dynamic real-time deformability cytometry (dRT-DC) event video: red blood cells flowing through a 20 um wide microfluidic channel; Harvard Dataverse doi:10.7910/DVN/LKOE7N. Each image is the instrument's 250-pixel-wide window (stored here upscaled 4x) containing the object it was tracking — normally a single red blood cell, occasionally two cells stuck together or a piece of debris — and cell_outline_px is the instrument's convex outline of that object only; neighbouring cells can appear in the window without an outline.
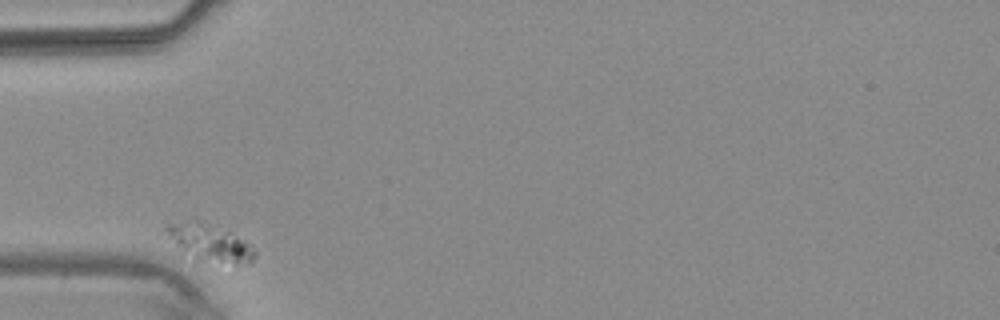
{"species": "common noctule bat (a hibernating species)", "species_latin": "Nyctalus noctula", "temperature_condition": "warm", "stored_images_in_passage": 3, "camera_frame_rate_fps": 3000, "um_per_image_px": 0.085, "animal": {"sex": "male", "body_mass_g": 20.4}, "frame": {"image": 1, "passage_image": 1, "time_ms": 0.0, "image_size_px": [1000, 320], "cell_outline_px": [[256, 256], [248, 264], [192, 264], [160, 228], [168, 224], [188, 220], [200, 220], [228, 232], [252, 244], [256, 252]], "centroid_in_image_um": [17.75, 20.71], "position_along_channel_um": 67.3, "area_um2": 20.35}}
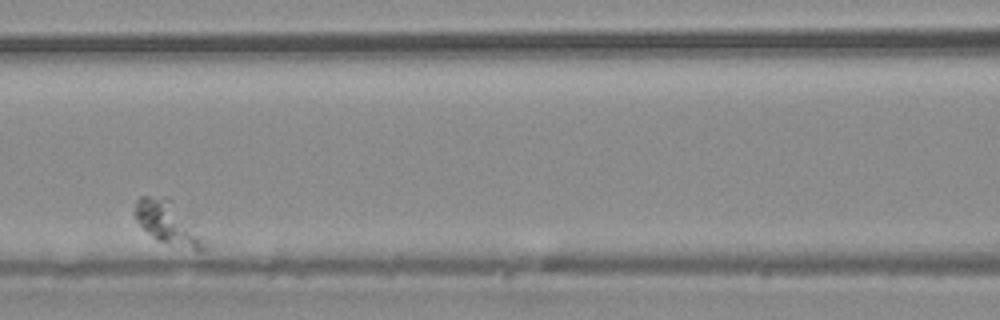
{"frame": {"image": 2, "passage_image": 3, "time_ms": 2.333, "image_size_px": [1000, 320], "cell_outline_px": [[204, 248], [192, 248], [160, 240], [152, 236], [136, 220], [132, 212], [136, 200], [140, 196], [164, 196], [172, 200], [188, 216], [204, 240]], "centroid_in_image_um": [14.17, 18.83], "position_along_channel_um": 152.4, "area_um2": 16.76}}